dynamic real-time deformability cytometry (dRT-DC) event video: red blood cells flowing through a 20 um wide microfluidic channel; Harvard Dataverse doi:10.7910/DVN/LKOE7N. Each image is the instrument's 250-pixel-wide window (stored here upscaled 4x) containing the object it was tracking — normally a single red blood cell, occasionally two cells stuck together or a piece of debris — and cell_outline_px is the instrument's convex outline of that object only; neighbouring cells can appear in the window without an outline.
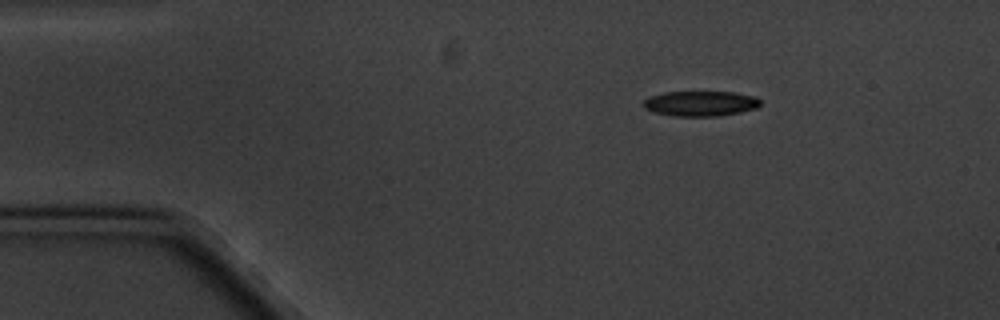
{"species": "common noctule bat (a hibernating species)", "species_latin": "Nyctalus noctula", "temperature_condition": "cold", "stored_images_in_passage": 3, "camera_frame_rate_fps": 3000, "um_per_image_px": 0.085, "animal": {"sex": "male", "body_mass_g": 20.1, "forearm_length_mm": 53.5}, "frame": {"image": 1, "passage_image": 1, "time_ms": 0.0, "image_size_px": [1000, 320], "cell_outline_px": [[760, 104], [756, 108], [740, 112], [716, 116], [676, 116], [656, 112], [644, 108], [644, 100], [648, 96], [664, 92], [736, 92], [756, 96], [760, 100]], "centroid_in_image_um": [59.56, 8.79], "position_along_channel_um": 25.4, "area_um2": 17.11}}